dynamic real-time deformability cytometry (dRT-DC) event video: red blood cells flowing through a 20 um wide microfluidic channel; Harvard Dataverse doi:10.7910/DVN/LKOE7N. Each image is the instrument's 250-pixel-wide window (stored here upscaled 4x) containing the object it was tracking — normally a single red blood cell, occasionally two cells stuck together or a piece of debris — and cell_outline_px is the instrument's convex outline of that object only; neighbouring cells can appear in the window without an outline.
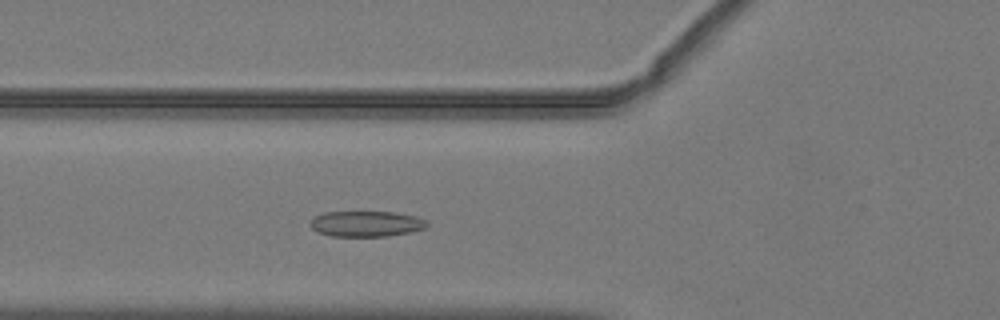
{"species": "common noctule bat (a hibernating species)", "species_latin": "Nyctalus noctula", "temperature_condition": "warm", "stored_images_in_passage": 43, "camera_frame_rate_fps": 3000, "um_per_image_px": 0.085, "animal": {"sex": "male", "body_mass_g": 19.2, "forearm_length_mm": 51.8}, "frame": {"image": 1, "passage_image": 12, "time_ms": 3.667, "image_size_px": [1000, 320], "cell_outline_px": [[428, 228], [388, 236], [332, 236], [316, 232], [308, 224], [316, 216], [324, 212], [392, 212], [416, 216], [428, 220]], "centroid_in_image_um": [31.15, 19.02], "position_along_channel_um": 94.7, "area_um2": 17.51}}
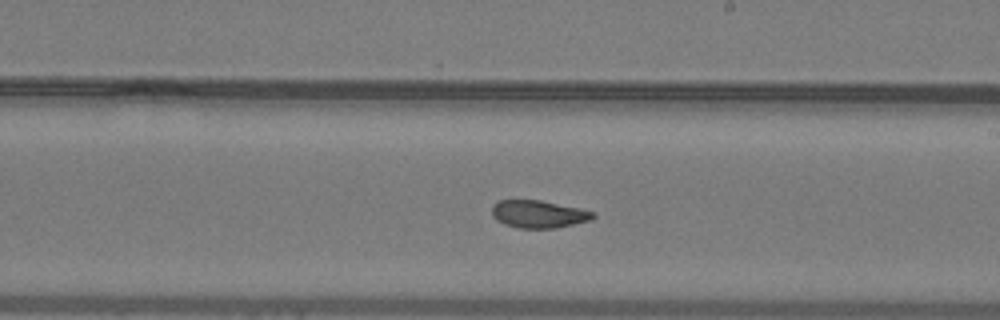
{"frame": {"image": 2, "passage_image": 23, "time_ms": 7.333, "image_size_px": [1000, 320], "cell_outline_px": [[596, 216], [592, 220], [556, 228], [520, 228], [504, 224], [496, 220], [492, 216], [492, 204], [496, 200], [540, 200], [580, 208], [596, 212]], "centroid_in_image_um": [45.78, 18.19], "position_along_channel_um": 243.2, "area_um2": 16.47}}
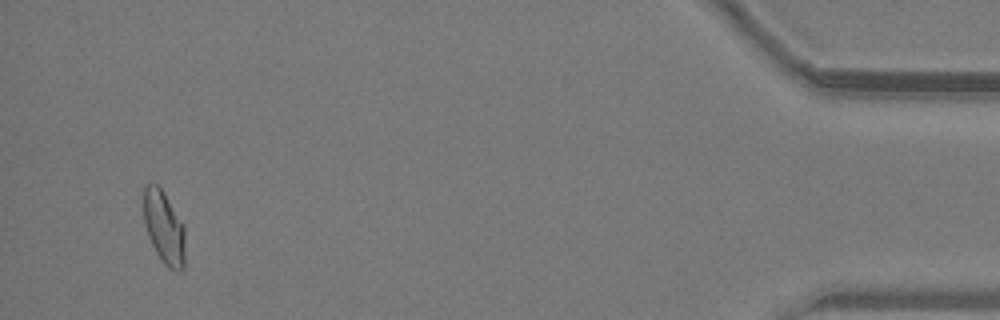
{"frame": {"image": 3, "passage_image": 42, "time_ms": 13.667, "image_size_px": [1000, 320], "cell_outline_px": [[184, 268], [180, 272], [176, 272], [168, 268], [164, 264], [156, 252], [148, 236], [144, 224], [144, 184], [156, 184], [160, 188], [184, 224]], "centroid_in_image_um": [13.94, 19.38], "position_along_channel_um": 421.3, "area_um2": 17.57}}